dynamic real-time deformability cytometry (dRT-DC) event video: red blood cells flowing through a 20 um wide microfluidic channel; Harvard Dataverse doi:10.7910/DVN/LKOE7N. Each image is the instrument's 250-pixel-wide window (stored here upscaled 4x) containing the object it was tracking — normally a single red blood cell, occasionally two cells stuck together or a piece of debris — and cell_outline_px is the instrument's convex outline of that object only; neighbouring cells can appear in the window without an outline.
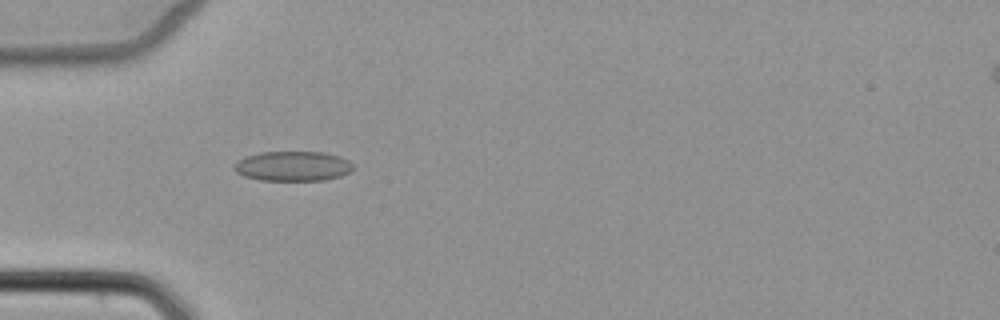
{"species": "common noctule bat (a hibernating species)", "species_latin": "Nyctalus noctula", "temperature_condition": "cold", "stored_images_in_passage": 6, "camera_frame_rate_fps": 3000, "um_per_image_px": 0.085, "animal": {"sex": "female", "body_mass_g": 22.7, "forearm_length_mm": 54.2}, "frame": {"image": 1, "passage_image": 5, "time_ms": 5.0, "image_size_px": [1000, 320], "cell_outline_px": [[352, 168], [348, 172], [340, 176], [324, 180], [260, 180], [244, 176], [236, 172], [232, 168], [236, 160], [260, 152], [324, 152], [340, 156], [348, 160], [352, 164]], "centroid_in_image_um": [24.86, 14.12], "position_along_channel_um": 60.1, "area_um2": 20.63}}
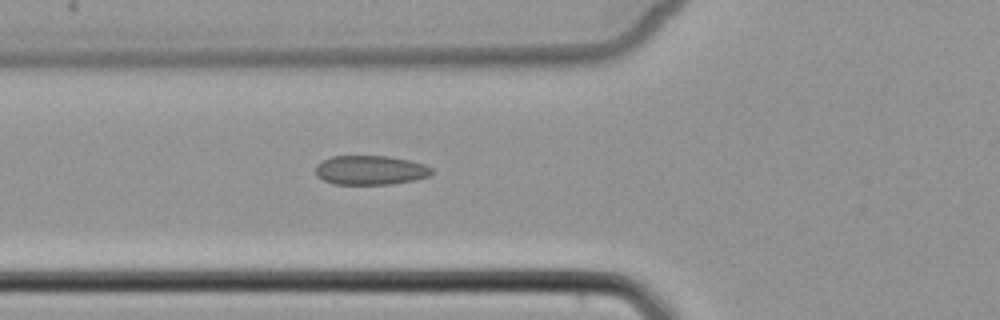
{"frame": {"image": 2, "passage_image": 6, "time_ms": 6.0, "image_size_px": [1000, 320], "cell_outline_px": [[432, 172], [428, 176], [412, 180], [392, 184], [332, 184], [316, 176], [316, 164], [332, 156], [388, 156], [408, 160], [424, 164], [432, 168]], "centroid_in_image_um": [31.45, 14.46], "position_along_channel_um": 94.3, "area_um2": 19.71}}